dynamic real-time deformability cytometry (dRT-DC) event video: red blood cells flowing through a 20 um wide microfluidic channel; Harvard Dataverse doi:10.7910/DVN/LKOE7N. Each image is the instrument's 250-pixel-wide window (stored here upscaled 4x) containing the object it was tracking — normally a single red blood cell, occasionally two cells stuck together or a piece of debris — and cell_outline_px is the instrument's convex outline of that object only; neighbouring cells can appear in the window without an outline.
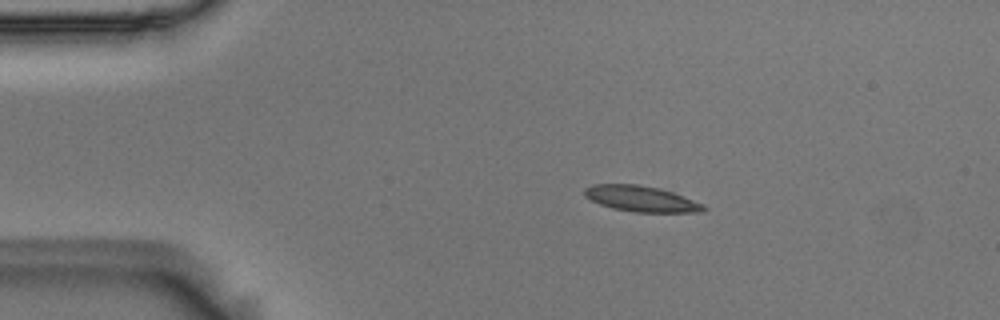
{"species": "Egyptian fruit bat (a non-hibernating species)", "species_latin": "Rousettus aegyptiacus", "temperature_condition": "room temperature", "stored_images_in_passage": 4, "camera_frame_rate_fps": 3000, "um_per_image_px": 0.085, "animal": {"sex": "male"}, "frame": {"image": 1, "passage_image": 2, "time_ms": 0.333, "image_size_px": [1000, 320], "cell_outline_px": [[708, 208], [704, 212], [636, 212], [612, 208], [600, 204], [584, 196], [584, 188], [592, 184], [636, 184], [660, 188], [672, 192], [704, 204]], "centroid_in_image_um": [54.51, 16.89], "position_along_channel_um": 30.5, "area_um2": 17.92}}